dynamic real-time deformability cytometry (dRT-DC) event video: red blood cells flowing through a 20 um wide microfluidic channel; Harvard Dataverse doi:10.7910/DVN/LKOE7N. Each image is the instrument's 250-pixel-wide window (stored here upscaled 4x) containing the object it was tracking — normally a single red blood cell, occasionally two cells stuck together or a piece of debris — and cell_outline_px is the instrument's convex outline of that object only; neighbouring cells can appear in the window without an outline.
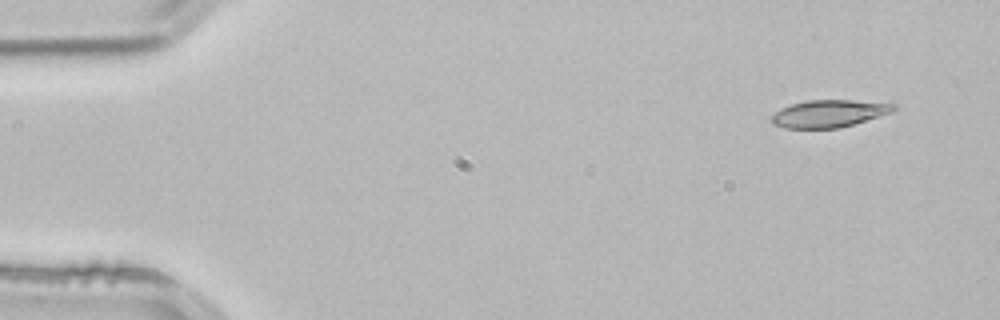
{"species": "common noctule bat (a hibernating species)", "species_latin": "Nyctalus noctula", "temperature_condition": "room temperature", "stored_images_in_passage": 3, "camera_frame_rate_fps": 3000, "um_per_image_px": 0.085, "animal": {"sex": "male", "body_mass_g": 21.5, "forearm_length_mm": 52.0}, "frame": {"image": 1, "passage_image": 1, "time_ms": 0.0, "image_size_px": [1000, 320], "cell_outline_px": [[896, 108], [892, 112], [840, 128], [784, 128], [772, 124], [768, 120], [780, 108], [792, 104], [808, 100], [852, 100], [896, 104]], "centroid_in_image_um": [70.42, 9.65], "position_along_channel_um": 14.6, "area_um2": 19.42}}